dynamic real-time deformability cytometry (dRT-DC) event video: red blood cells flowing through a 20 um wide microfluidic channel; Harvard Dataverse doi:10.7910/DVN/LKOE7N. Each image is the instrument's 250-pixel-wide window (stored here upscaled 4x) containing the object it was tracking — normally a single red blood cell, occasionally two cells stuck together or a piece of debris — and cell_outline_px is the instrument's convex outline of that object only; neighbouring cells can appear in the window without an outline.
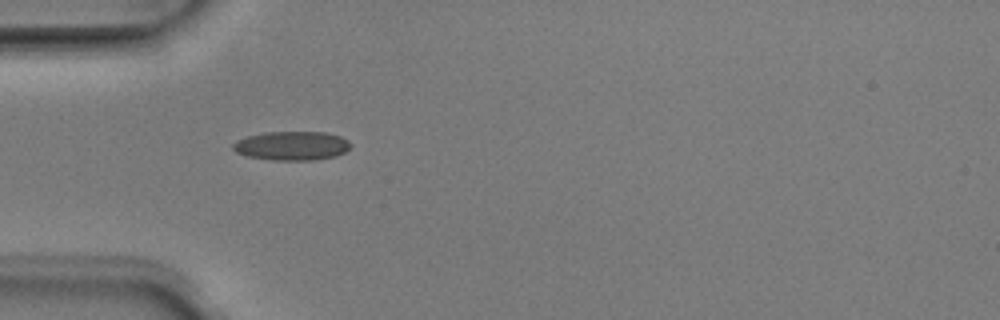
{"species": "Egyptian fruit bat (a non-hibernating species)", "species_latin": "Rousettus aegyptiacus", "temperature_condition": "room temperature", "stored_images_in_passage": 6, "camera_frame_rate_fps": 3000, "um_per_image_px": 0.085, "animal": {"sex": "male"}, "frame": {"image": 1, "passage_image": 4, "time_ms": 1.0, "image_size_px": [1000, 320], "cell_outline_px": [[352, 144], [344, 152], [336, 156], [312, 160], [272, 160], [248, 156], [236, 152], [232, 148], [232, 144], [236, 140], [248, 136], [264, 132], [324, 132], [340, 136], [348, 140]], "centroid_in_image_um": [24.8, 12.39], "position_along_channel_um": 60.2, "area_um2": 19.83}}
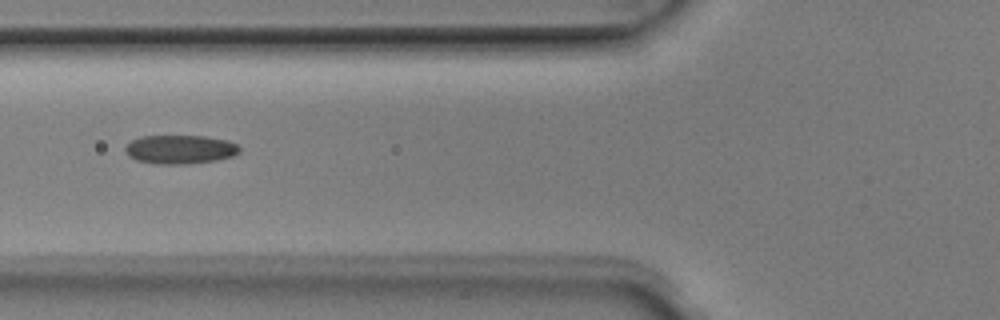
{"frame": {"image": 2, "passage_image": 5, "time_ms": 1.333, "image_size_px": [1000, 320], "cell_outline_px": [[240, 152], [232, 156], [216, 160], [184, 164], [160, 164], [136, 160], [128, 156], [124, 152], [124, 148], [132, 140], [140, 136], [204, 136], [228, 140], [236, 144], [240, 148]], "centroid_in_image_um": [15.29, 12.69], "position_along_channel_um": 110.5, "area_um2": 19.19}}
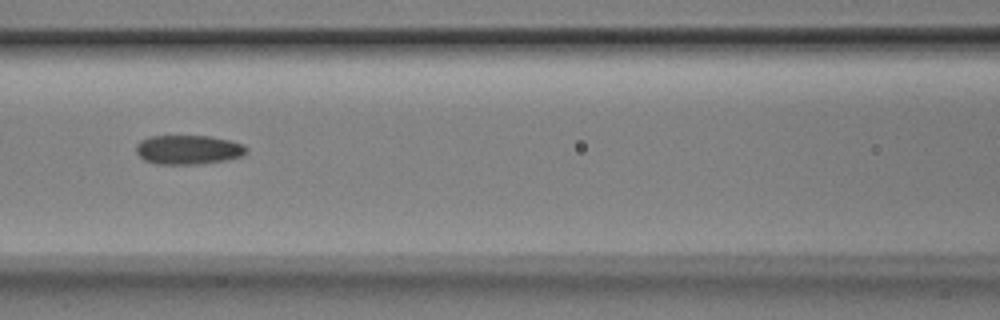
{"frame": {"image": 3, "passage_image": 6, "time_ms": 1.667, "image_size_px": [1000, 320], "cell_outline_px": [[248, 152], [244, 156], [228, 160], [196, 164], [156, 164], [144, 160], [136, 152], [136, 144], [140, 140], [148, 136], [212, 136], [244, 144], [248, 148]], "centroid_in_image_um": [16.03, 12.72], "position_along_channel_um": 150.6, "area_um2": 19.07}}